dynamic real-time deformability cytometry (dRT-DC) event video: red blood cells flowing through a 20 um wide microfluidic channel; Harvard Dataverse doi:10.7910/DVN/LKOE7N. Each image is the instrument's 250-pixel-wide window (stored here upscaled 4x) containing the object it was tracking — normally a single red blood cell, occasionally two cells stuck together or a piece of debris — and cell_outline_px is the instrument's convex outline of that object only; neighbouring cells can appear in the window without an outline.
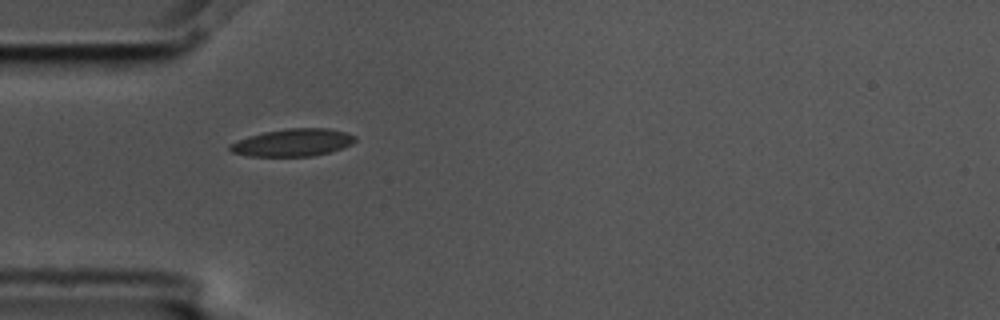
{"species": "common noctule bat (a hibernating species)", "species_latin": "Nyctalus noctula", "temperature_condition": "cold", "stored_images_in_passage": 4, "camera_frame_rate_fps": 3000, "um_per_image_px": 0.085, "animal": {"sex": "male", "body_mass_g": 17.5, "forearm_length_mm": 52.3}, "frame": {"image": 1, "passage_image": 3, "time_ms": 0.667, "image_size_px": [1000, 320], "cell_outline_px": [[356, 140], [352, 144], [328, 152], [312, 156], [248, 156], [232, 152], [228, 148], [228, 144], [248, 136], [264, 132], [288, 128], [328, 128], [344, 132], [356, 136]], "centroid_in_image_um": [24.86, 12.11], "position_along_channel_um": 60.1, "area_um2": 19.94}}